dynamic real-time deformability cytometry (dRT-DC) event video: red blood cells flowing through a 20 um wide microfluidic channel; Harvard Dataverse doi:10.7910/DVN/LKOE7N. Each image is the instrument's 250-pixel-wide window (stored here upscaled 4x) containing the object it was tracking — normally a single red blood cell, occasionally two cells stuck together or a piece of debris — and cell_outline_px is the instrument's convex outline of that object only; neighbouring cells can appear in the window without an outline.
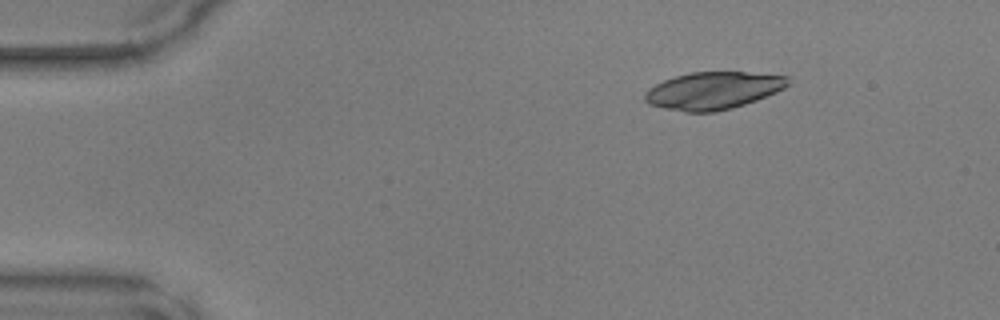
{"species": "common noctule bat (a hibernating species)", "species_latin": "Nyctalus noctula", "temperature_condition": "warm", "stored_images_in_passage": 6, "camera_frame_rate_fps": 3000, "um_per_image_px": 0.085, "animal": {"sex": "male", "body_mass_g": 17.9, "forearm_length_mm": 54.2}, "frame": {"image": 1, "passage_image": 1, "time_ms": 0.0, "image_size_px": [1000, 320], "cell_outline_px": [[788, 84], [784, 88], [776, 92], [756, 100], [732, 108], [716, 112], [684, 112], [664, 108], [648, 104], [644, 100], [644, 96], [648, 88], [664, 80], [676, 76], [692, 72], [744, 72], [788, 76]], "centroid_in_image_um": [60.59, 7.71], "position_along_channel_um": 24.4, "area_um2": 31.04}}